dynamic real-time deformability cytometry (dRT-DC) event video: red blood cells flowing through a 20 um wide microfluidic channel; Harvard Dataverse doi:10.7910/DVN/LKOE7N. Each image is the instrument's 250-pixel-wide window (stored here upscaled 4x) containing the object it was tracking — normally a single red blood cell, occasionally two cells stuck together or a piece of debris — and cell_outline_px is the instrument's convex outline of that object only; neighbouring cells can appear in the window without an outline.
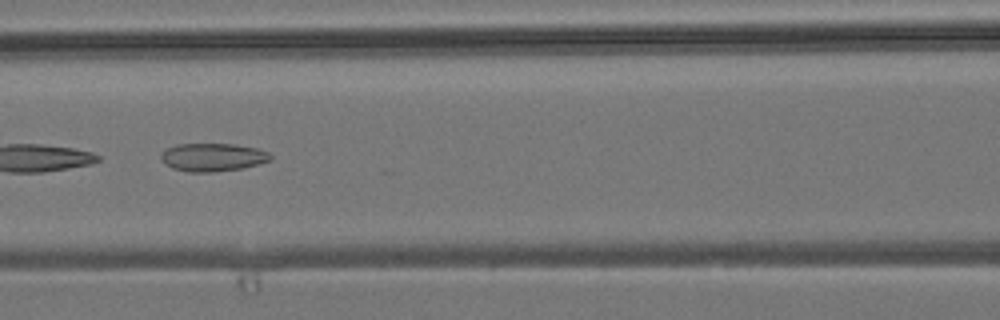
{"species": "common noctule bat (a hibernating species)", "species_latin": "Nyctalus noctula", "temperature_condition": "room temperature", "stored_images_in_passage": 10, "camera_frame_rate_fps": 3000, "um_per_image_px": 0.085, "animal": {"sex": "male", "body_mass_g": 19.2, "forearm_length_mm": 51.8}, "frame": {"image": 1, "passage_image": 7, "time_ms": 7.0, "image_size_px": [1000, 320], "cell_outline_px": [[272, 160], [244, 168], [212, 172], [188, 172], [172, 168], [160, 160], [160, 152], [176, 144], [232, 144], [256, 148], [268, 152], [272, 156]], "centroid_in_image_um": [18.06, 13.37], "position_along_channel_um": 148.5, "area_um2": 18.03}}
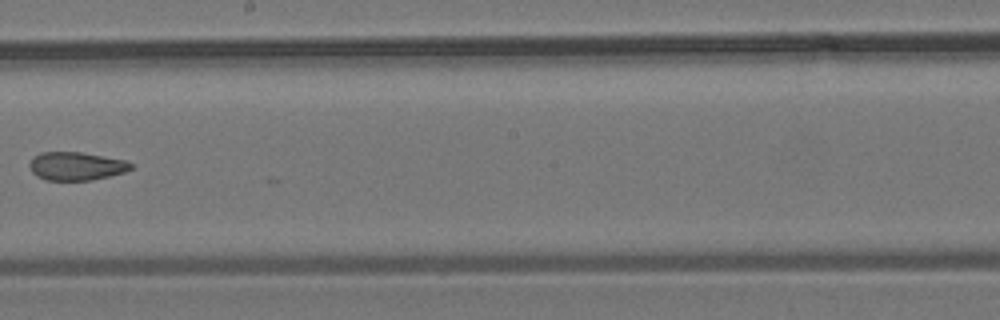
{"frame": {"image": 2, "passage_image": 9, "time_ms": 9.333, "image_size_px": [1000, 320], "cell_outline_px": [[132, 168], [124, 172], [92, 180], [44, 180], [36, 176], [32, 172], [28, 164], [32, 156], [40, 152], [80, 152], [124, 160], [132, 164]], "centroid_in_image_um": [6.41, 14.12], "position_along_channel_um": 241.8, "area_um2": 16.7}}
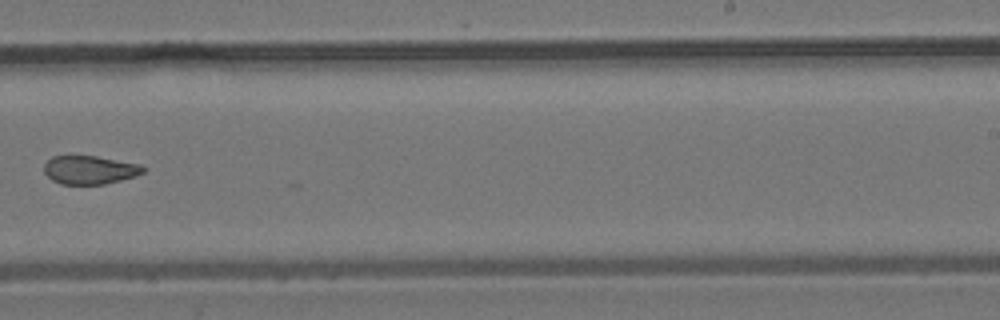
{"frame": {"image": 3, "passage_image": 10, "time_ms": 10.333, "image_size_px": [1000, 320], "cell_outline_px": [[144, 172], [136, 176], [104, 184], [60, 184], [52, 180], [44, 172], [44, 164], [52, 156], [96, 156], [140, 164], [144, 168]], "centroid_in_image_um": [7.61, 14.44], "position_along_channel_um": 281.4, "area_um2": 16.36}}